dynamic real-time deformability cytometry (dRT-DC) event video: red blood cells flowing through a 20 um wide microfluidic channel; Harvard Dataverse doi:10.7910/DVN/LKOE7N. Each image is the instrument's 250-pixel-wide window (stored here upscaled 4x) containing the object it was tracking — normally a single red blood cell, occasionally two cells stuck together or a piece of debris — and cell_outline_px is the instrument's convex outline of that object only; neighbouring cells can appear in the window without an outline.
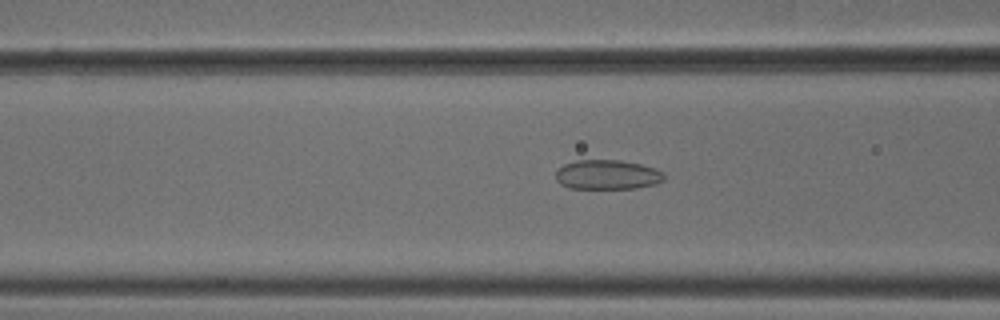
{"species": "common noctule bat (a hibernating species)", "species_latin": "Nyctalus noctula", "temperature_condition": "cold", "stored_images_in_passage": 40, "camera_frame_rate_fps": 3000, "um_per_image_px": 0.085, "animal": {"sex": "male", "body_mass_g": 18.8}, "frame": {"image": 1, "passage_image": 21, "time_ms": 6.667, "image_size_px": [1000, 320], "cell_outline_px": [[664, 180], [656, 184], [636, 188], [568, 188], [560, 184], [556, 180], [556, 172], [564, 164], [576, 160], [620, 160], [640, 164], [656, 168], [664, 172]], "centroid_in_image_um": [51.64, 14.85], "position_along_channel_um": 115.0, "area_um2": 18.73}}
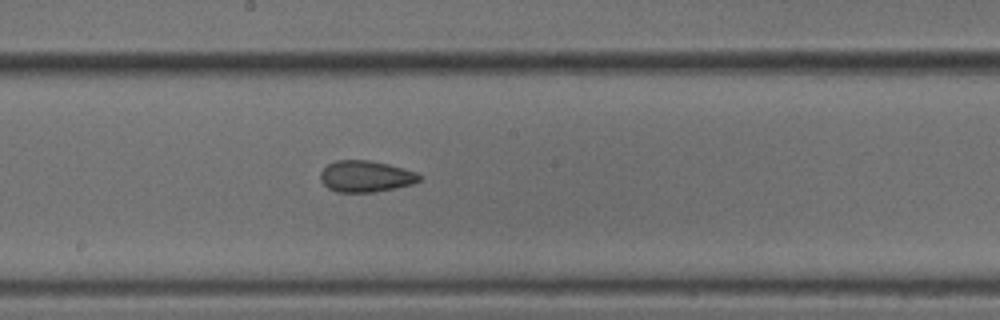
{"frame": {"image": 2, "passage_image": 29, "time_ms": 9.333, "image_size_px": [1000, 320], "cell_outline_px": [[420, 180], [412, 184], [396, 188], [372, 192], [336, 192], [328, 188], [320, 180], [320, 172], [328, 164], [336, 160], [368, 160], [388, 164], [404, 168], [416, 172], [420, 176]], "centroid_in_image_um": [31.07, 14.99], "position_along_channel_um": 217.1, "area_um2": 18.09}}
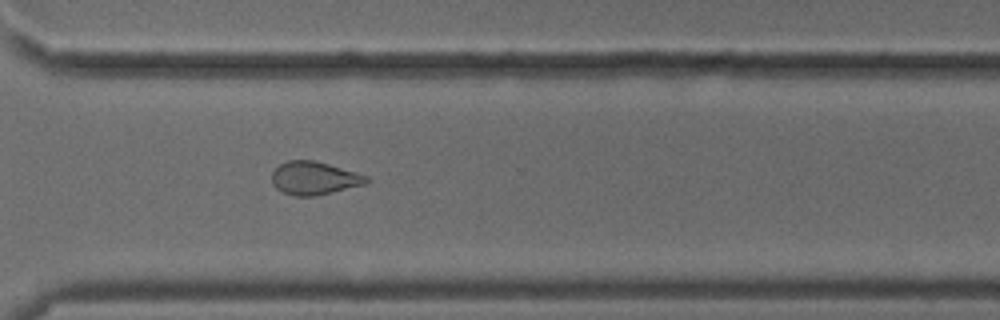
{"frame": {"image": 3, "passage_image": 39, "time_ms": 12.667, "image_size_px": [1000, 320], "cell_outline_px": [[368, 180], [364, 184], [332, 192], [312, 196], [292, 196], [276, 188], [272, 184], [272, 172], [280, 164], [288, 160], [312, 160], [328, 164], [356, 172], [368, 176]], "centroid_in_image_um": [26.67, 15.14], "position_along_channel_um": 343.9, "area_um2": 18.03}}